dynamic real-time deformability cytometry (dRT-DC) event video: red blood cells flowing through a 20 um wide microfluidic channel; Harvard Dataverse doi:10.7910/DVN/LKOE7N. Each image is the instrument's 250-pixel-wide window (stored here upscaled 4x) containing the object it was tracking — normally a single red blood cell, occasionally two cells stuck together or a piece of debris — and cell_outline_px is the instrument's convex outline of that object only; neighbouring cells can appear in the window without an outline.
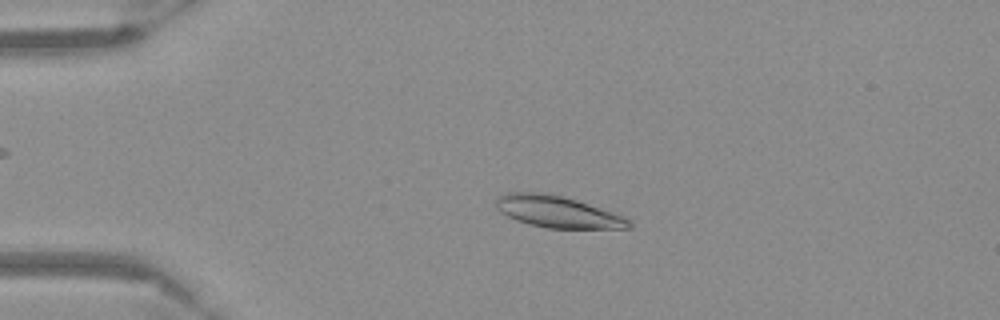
{"species": "Egyptian fruit bat (a non-hibernating species)", "species_latin": "Rousettus aegyptiacus", "temperature_condition": "warm", "stored_images_in_passage": 48, "camera_frame_rate_fps": 3000, "um_per_image_px": 0.085, "frame": {"image": 1, "passage_image": 6, "time_ms": 1.667, "image_size_px": [1000, 320], "cell_outline_px": [[632, 228], [548, 228], [528, 224], [516, 220], [500, 212], [496, 208], [496, 196], [508, 192], [548, 192], [564, 196], [624, 216], [632, 220]], "centroid_in_image_um": [47.37, 17.99], "position_along_channel_um": 37.6, "area_um2": 24.68}}
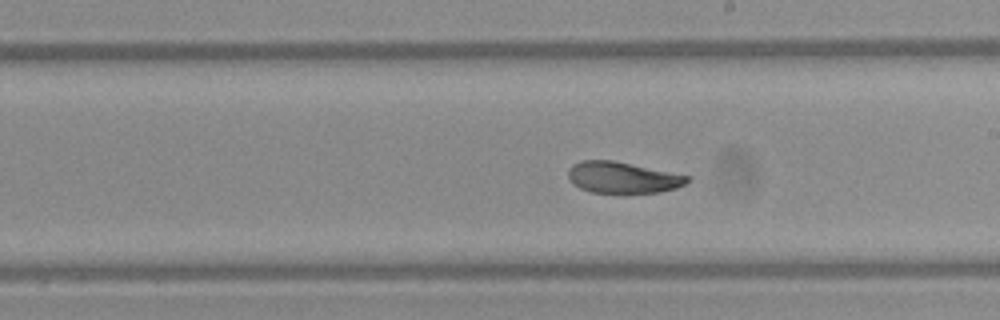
{"frame": {"image": 2, "passage_image": 25, "time_ms": 8.0, "image_size_px": [1000, 320], "cell_outline_px": [[692, 180], [676, 188], [660, 192], [592, 192], [580, 188], [572, 184], [568, 180], [568, 168], [572, 164], [580, 160], [612, 160], [692, 176]], "centroid_in_image_um": [52.91, 15.07], "position_along_channel_um": 236.1, "area_um2": 21.79}}
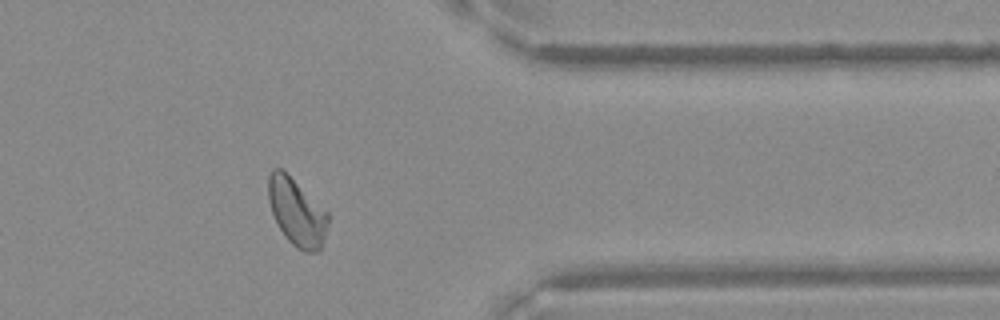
{"frame": {"image": 3, "passage_image": 38, "time_ms": 12.333, "image_size_px": [1000, 320], "cell_outline_px": [[328, 220], [324, 240], [320, 248], [316, 252], [304, 252], [296, 248], [284, 236], [272, 212], [268, 200], [268, 176], [272, 168], [280, 168], [328, 212]], "centroid_in_image_um": [25.21, 18.06], "position_along_channel_um": 386.2, "area_um2": 23.0}}